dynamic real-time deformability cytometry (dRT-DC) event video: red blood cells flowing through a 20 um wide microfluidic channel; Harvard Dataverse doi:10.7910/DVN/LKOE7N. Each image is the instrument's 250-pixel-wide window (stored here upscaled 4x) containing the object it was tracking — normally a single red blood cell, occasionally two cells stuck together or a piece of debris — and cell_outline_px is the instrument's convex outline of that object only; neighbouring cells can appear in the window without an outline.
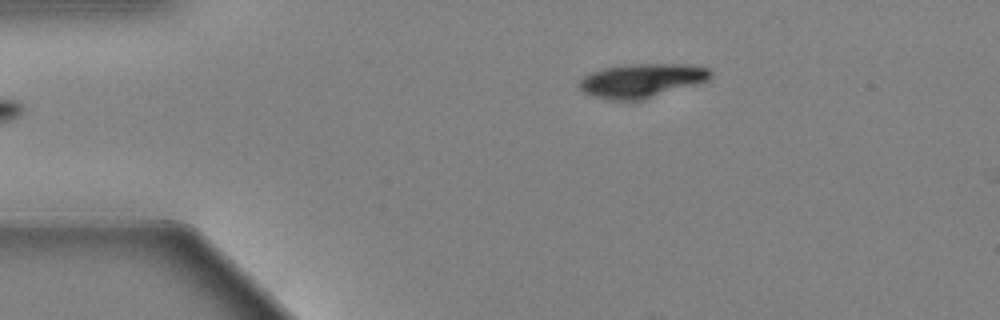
{"species": "Egyptian fruit bat (a non-hibernating species)", "species_latin": "Rousettus aegyptiacus", "temperature_condition": "warm", "stored_images_in_passage": 2, "camera_frame_rate_fps": 3000, "um_per_image_px": 0.085, "animal": {"sex": "female"}, "frame": {"image": 1, "passage_image": 1, "time_ms": 0.0, "image_size_px": [1000, 320], "cell_outline_px": [[712, 76], [708, 80], [644, 100], [608, 100], [592, 96], [584, 92], [576, 84], [584, 76], [592, 72], [604, 68], [632, 64], [688, 64], [708, 68], [712, 72]], "centroid_in_image_um": [54.53, 6.85], "position_along_channel_um": 30.5, "area_um2": 25.95}}